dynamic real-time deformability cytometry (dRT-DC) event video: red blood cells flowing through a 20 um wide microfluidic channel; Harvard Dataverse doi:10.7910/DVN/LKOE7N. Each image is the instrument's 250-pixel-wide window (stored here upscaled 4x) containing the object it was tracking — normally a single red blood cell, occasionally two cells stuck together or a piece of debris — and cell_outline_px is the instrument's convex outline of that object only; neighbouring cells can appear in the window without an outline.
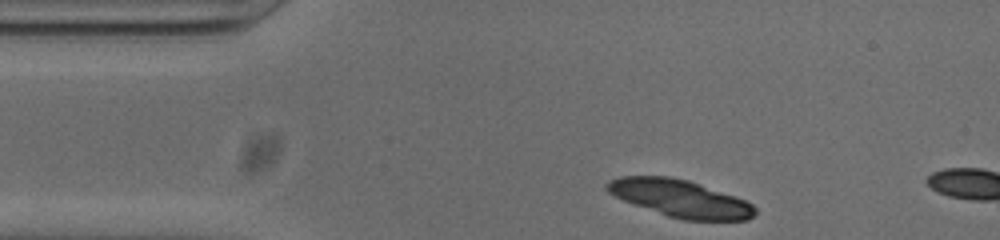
{"species": "common noctule bat (a hibernating species)", "species_latin": "Nyctalus noctula", "temperature_condition": "cold", "stored_images_in_passage": 3, "camera_frame_rate_fps": 3000, "um_per_image_px": 0.085, "animal": {"sex": "male", "body_mass_g": 20.0, "forearm_length_mm": 53.3}, "frame": {"image": 1, "passage_image": 1, "time_ms": 0.0, "image_size_px": [1000, 240], "cell_outline_px": [[756, 212], [748, 220], [684, 220], [668, 216], [632, 204], [608, 192], [604, 188], [604, 184], [608, 180], [620, 176], [668, 176], [688, 180], [736, 196], [752, 204], [756, 208]], "centroid_in_image_um": [57.79, 16.86], "position_along_channel_um": 27.2, "area_um2": 32.14}}